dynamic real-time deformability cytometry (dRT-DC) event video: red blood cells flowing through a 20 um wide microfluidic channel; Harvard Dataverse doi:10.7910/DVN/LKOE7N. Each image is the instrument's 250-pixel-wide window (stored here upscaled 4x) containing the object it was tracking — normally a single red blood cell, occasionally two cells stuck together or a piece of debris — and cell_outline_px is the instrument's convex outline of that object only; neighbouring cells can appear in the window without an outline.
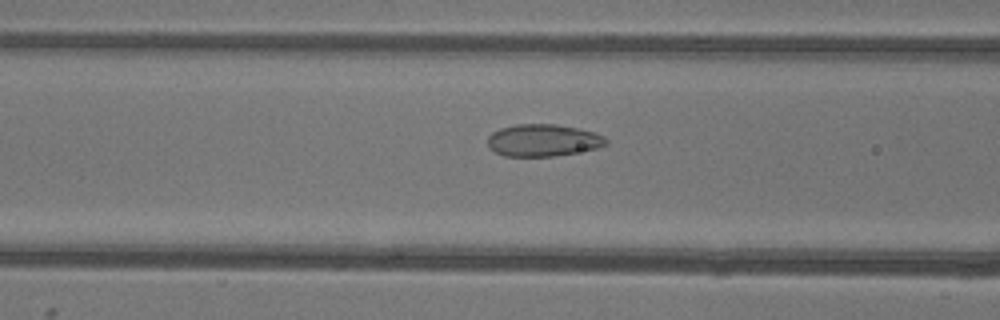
{"species": "common noctule bat (a hibernating species)", "species_latin": "Nyctalus noctula", "temperature_condition": "warm", "stored_images_in_passage": 47, "camera_frame_rate_fps": 3000, "um_per_image_px": 0.085, "animal": {"sex": "female"}, "frame": {"image": 1, "passage_image": 15, "time_ms": 4.667, "image_size_px": [1000, 320], "cell_outline_px": [[608, 144], [596, 148], [552, 156], [504, 156], [488, 148], [488, 136], [492, 132], [500, 128], [516, 124], [556, 124], [576, 128], [592, 132], [604, 136], [608, 140]], "centroid_in_image_um": [46.12, 11.92], "position_along_channel_um": 120.5, "area_um2": 22.02}}
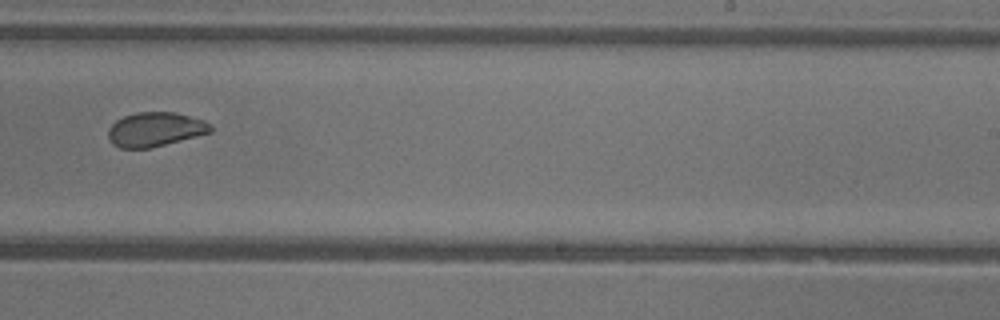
{"frame": {"image": 2, "passage_image": 27, "time_ms": 8.667, "image_size_px": [1000, 320], "cell_outline_px": [[212, 132], [148, 148], [120, 148], [112, 144], [108, 140], [108, 128], [116, 120], [124, 116], [136, 112], [176, 112], [204, 120], [212, 124]], "centroid_in_image_um": [13.18, 10.99], "position_along_channel_um": 275.8, "area_um2": 20.46}}
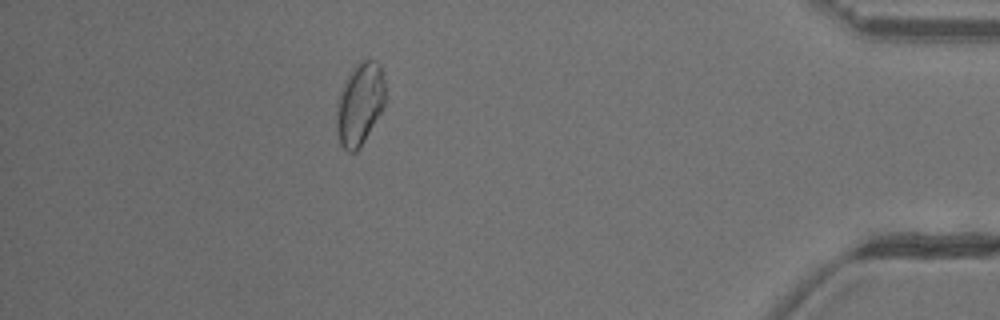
{"frame": {"image": 3, "passage_image": 41, "time_ms": 13.333, "image_size_px": [1000, 320], "cell_outline_px": [[384, 108], [360, 148], [356, 152], [348, 152], [340, 144], [336, 132], [336, 116], [340, 96], [348, 76], [368, 56], [376, 60], [380, 64], [384, 80]], "centroid_in_image_um": [30.61, 8.89], "position_along_channel_um": 404.6, "area_um2": 23.06}, "authors_computed_cell_mechanics": {"area_um2": 22.1952, "velocity_mm_per_s": 3.8809, "shape_relaxation_time_tau1_ms": 7.0607, "shape_relaxation_time_tau2_ms": 0.0922, "deformation_change_tau1": 0.1653, "deformation_change_tau2": 0.0316}}